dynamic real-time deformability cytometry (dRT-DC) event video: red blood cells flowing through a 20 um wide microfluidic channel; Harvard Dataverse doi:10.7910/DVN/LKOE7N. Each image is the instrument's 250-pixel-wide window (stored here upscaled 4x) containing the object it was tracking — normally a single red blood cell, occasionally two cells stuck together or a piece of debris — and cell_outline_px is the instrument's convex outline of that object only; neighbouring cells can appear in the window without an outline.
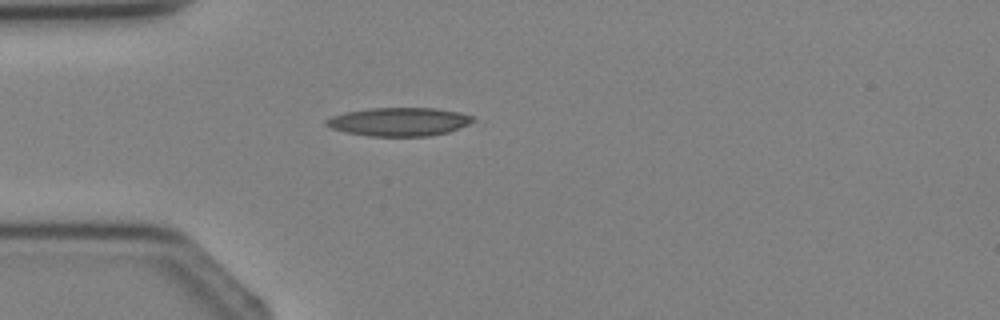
{"species": "Egyptian fruit bat (a non-hibernating species)", "species_latin": "Rousettus aegyptiacus", "temperature_condition": "cold", "stored_images_in_passage": 1, "camera_frame_rate_fps": 3000, "um_per_image_px": 0.085, "animal": {"sex": "female"}, "frame": {"image": 1, "passage_image": 1, "time_ms": 0.0, "image_size_px": [1000, 320], "cell_outline_px": [[476, 120], [468, 124], [448, 132], [428, 136], [368, 136], [344, 132], [332, 128], [324, 124], [324, 120], [332, 116], [344, 112], [372, 108], [436, 108], [460, 112], [472, 116]], "centroid_in_image_um": [33.9, 10.35], "position_along_channel_um": 51.1, "area_um2": 24.39}}